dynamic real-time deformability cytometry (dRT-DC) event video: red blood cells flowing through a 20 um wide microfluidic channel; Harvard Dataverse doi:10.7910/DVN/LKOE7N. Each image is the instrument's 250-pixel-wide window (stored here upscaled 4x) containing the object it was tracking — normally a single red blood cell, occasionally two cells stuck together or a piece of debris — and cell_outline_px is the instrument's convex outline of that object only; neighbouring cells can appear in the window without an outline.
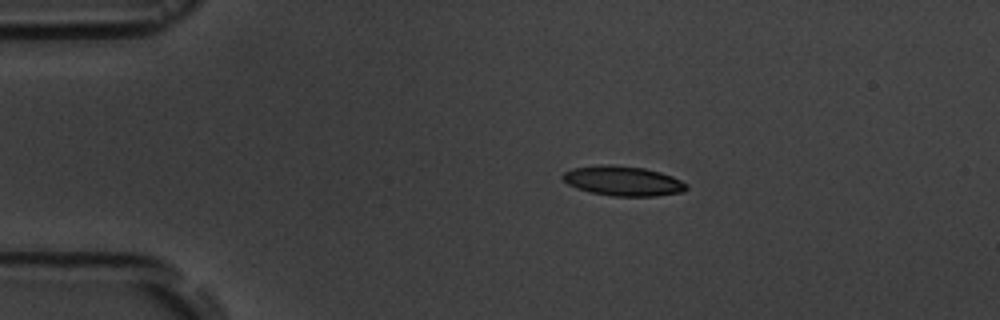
{"species": "common noctule bat (a hibernating species)", "species_latin": "Nyctalus noctula", "temperature_condition": "room temperature", "stored_images_in_passage": 9, "camera_frame_rate_fps": 3000, "um_per_image_px": 0.085, "animal": {"sex": "male", "body_mass_g": 19.5, "forearm_length_mm": 54.6}, "frame": {"image": 1, "passage_image": 1, "time_ms": 0.0, "image_size_px": [1000, 320], "cell_outline_px": [[688, 188], [680, 192], [656, 196], [612, 196], [588, 192], [576, 188], [568, 184], [560, 176], [564, 172], [572, 168], [600, 164], [612, 164], [644, 168], [660, 172], [672, 176], [688, 184]], "centroid_in_image_um": [52.92, 15.37], "position_along_channel_um": 32.1, "area_um2": 21.62}}
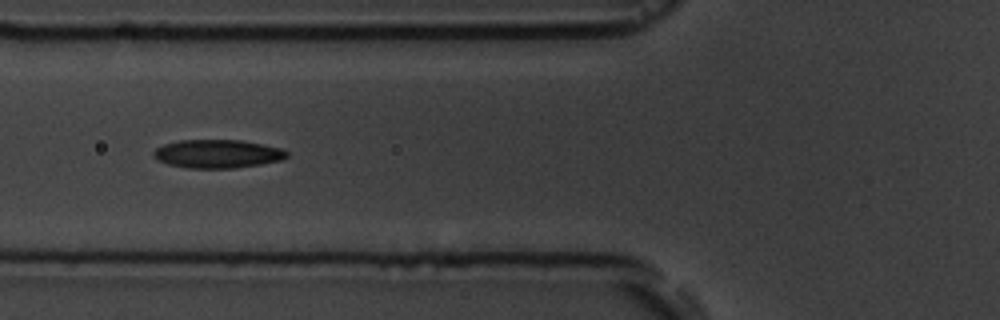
{"frame": {"image": 2, "passage_image": 4, "time_ms": 3.333, "image_size_px": [1000, 320], "cell_outline_px": [[288, 156], [280, 160], [260, 164], [236, 168], [188, 168], [168, 164], [156, 160], [152, 156], [152, 152], [156, 148], [164, 144], [180, 140], [240, 140], [264, 144], [284, 148], [288, 152]], "centroid_in_image_um": [18.48, 13.07], "position_along_channel_um": 107.3, "area_um2": 22.25}}
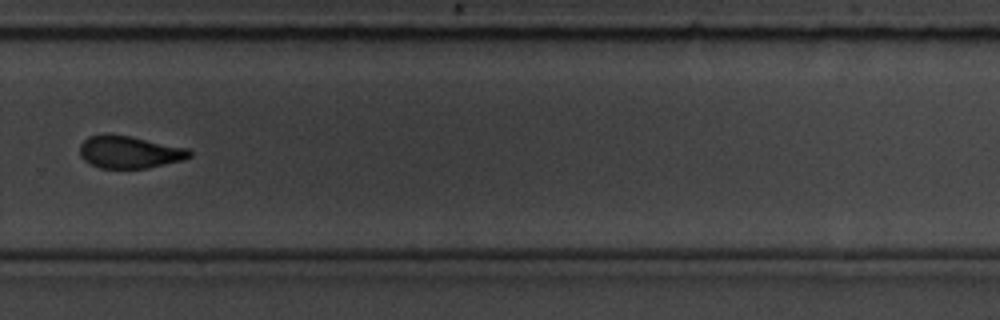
{"frame": {"image": 3, "passage_image": 9, "time_ms": 9.0, "image_size_px": [1000, 320], "cell_outline_px": [[192, 156], [184, 160], [148, 168], [100, 168], [88, 164], [80, 156], [80, 144], [88, 136], [132, 136], [188, 148], [192, 152]], "centroid_in_image_um": [11.04, 12.95], "position_along_channel_um": 318.8, "area_um2": 20.58}}